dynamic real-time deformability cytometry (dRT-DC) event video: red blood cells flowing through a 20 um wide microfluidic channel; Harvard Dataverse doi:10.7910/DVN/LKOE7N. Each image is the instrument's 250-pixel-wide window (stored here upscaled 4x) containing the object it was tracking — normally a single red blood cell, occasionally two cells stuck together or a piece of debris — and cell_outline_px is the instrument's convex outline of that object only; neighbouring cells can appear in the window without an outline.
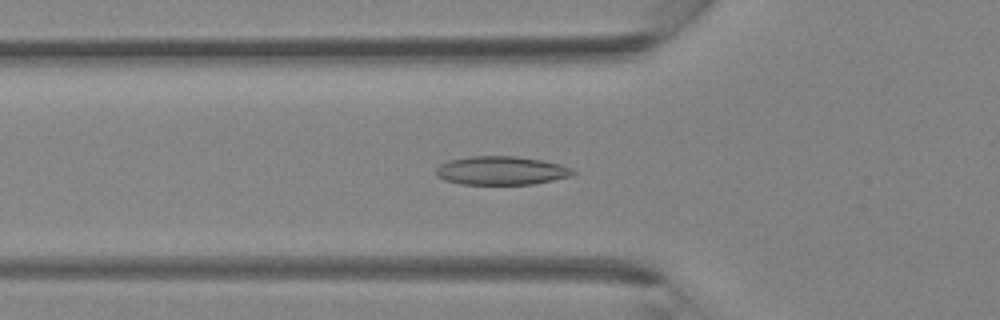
{"species": "Egyptian fruit bat (a non-hibernating species)", "species_latin": "Rousettus aegyptiacus", "temperature_condition": "room temperature", "stored_images_in_passage": 39, "camera_frame_rate_fps": 3000, "um_per_image_px": 0.085, "animal": {"sex": "female"}, "frame": {"image": 1, "passage_image": 13, "time_ms": 4.0, "image_size_px": [1000, 320], "cell_outline_px": [[576, 172], [572, 176], [532, 184], [460, 184], [444, 180], [436, 176], [436, 168], [440, 164], [448, 160], [468, 156], [516, 156], [544, 160], [560, 164], [572, 168]], "centroid_in_image_um": [42.6, 14.49], "position_along_channel_um": 83.2, "area_um2": 23.0}}
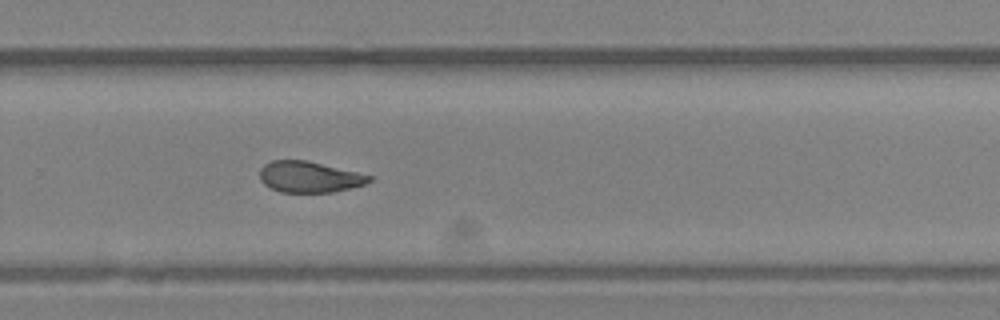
{"frame": {"image": 2, "passage_image": 26, "time_ms": 8.333, "image_size_px": [1000, 320], "cell_outline_px": [[372, 180], [364, 184], [332, 192], [280, 192], [264, 184], [260, 180], [260, 168], [264, 164], [272, 160], [304, 160], [356, 172], [372, 176]], "centroid_in_image_um": [26.24, 15.04], "position_along_channel_um": 303.6, "area_um2": 19.48}}
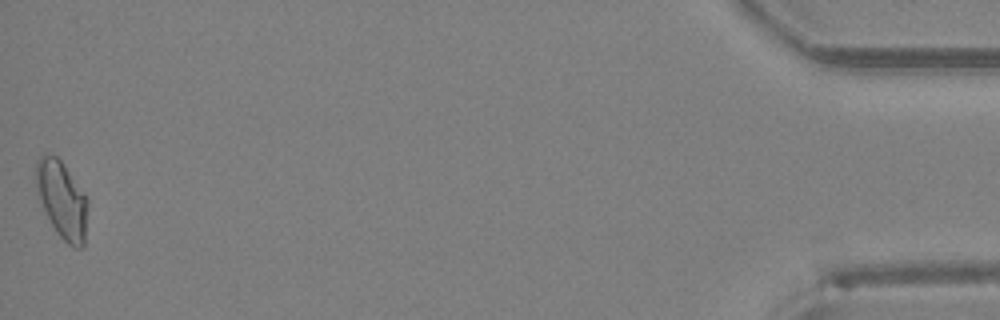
{"frame": {"image": 3, "passage_image": 39, "time_ms": 12.667, "image_size_px": [1000, 320], "cell_outline_px": [[88, 204], [84, 248], [72, 248], [56, 232], [40, 200], [36, 184], [36, 160], [44, 152], [56, 156], [64, 164], [88, 200]], "centroid_in_image_um": [5.28, 16.98], "position_along_channel_um": 429.9, "area_um2": 23.12}}